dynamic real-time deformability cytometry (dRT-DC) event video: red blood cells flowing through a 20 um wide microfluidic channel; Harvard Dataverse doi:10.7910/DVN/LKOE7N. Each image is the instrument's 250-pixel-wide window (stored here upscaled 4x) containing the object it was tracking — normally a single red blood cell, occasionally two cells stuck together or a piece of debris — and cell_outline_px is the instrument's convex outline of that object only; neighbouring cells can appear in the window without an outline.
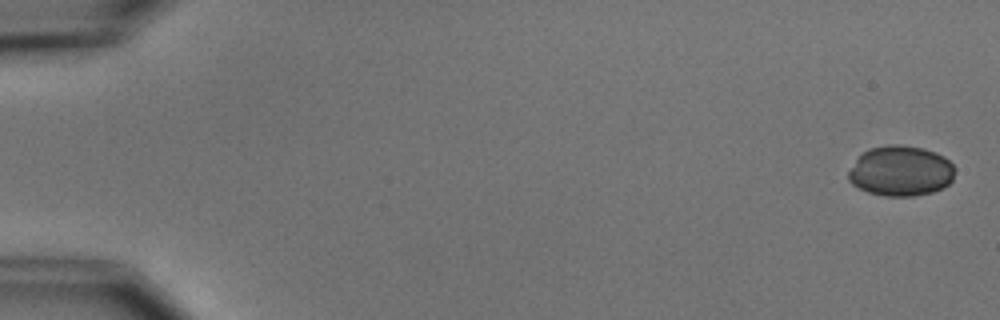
{"species": "common noctule bat (a hibernating species)", "species_latin": "Nyctalus noctula", "temperature_condition": "cold", "stored_images_in_passage": 7, "camera_frame_rate_fps": 3000, "um_per_image_px": 0.085, "animal": {"sex": "male", "body_mass_g": 15.6}, "frame": {"image": 1, "passage_image": 1, "time_ms": 0.0, "image_size_px": [1000, 320], "cell_outline_px": [[956, 168], [952, 180], [944, 188], [932, 192], [912, 196], [884, 196], [868, 192], [852, 184], [848, 180], [848, 172], [856, 160], [868, 148], [888, 144], [900, 144], [924, 148], [936, 152], [944, 156]], "centroid_in_image_um": [76.58, 14.52], "position_along_channel_um": 8.4, "area_um2": 31.44}}
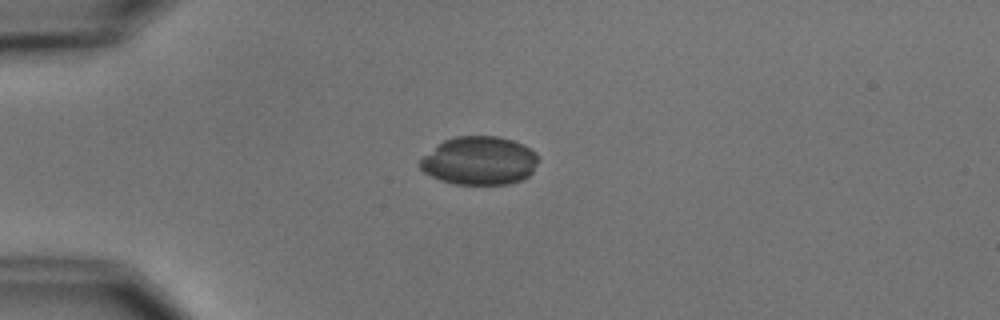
{"frame": {"image": 2, "passage_image": 4, "time_ms": 4.333, "image_size_px": [1000, 320], "cell_outline_px": [[540, 160], [532, 172], [528, 176], [520, 180], [508, 184], [452, 184], [440, 180], [424, 172], [416, 164], [424, 156], [444, 140], [456, 136], [500, 136], [524, 144], [536, 152]], "centroid_in_image_um": [40.77, 13.66], "position_along_channel_um": 44.2, "area_um2": 33.52}}